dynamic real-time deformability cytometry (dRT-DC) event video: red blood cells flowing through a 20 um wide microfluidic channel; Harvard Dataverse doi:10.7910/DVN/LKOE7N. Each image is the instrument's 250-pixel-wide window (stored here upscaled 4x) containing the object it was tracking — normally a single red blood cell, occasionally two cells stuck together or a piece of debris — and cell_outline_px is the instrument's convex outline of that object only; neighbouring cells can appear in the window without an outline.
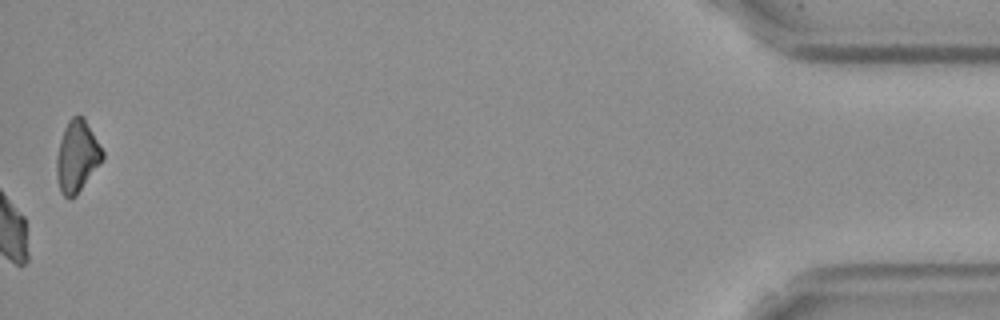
{"species": "Egyptian fruit bat (a non-hibernating species)", "species_latin": "Rousettus aegyptiacus", "temperature_condition": "cold", "stored_images_in_passage": 58, "camera_frame_rate_fps": 3000, "um_per_image_px": 0.085, "frame": {"image": 1, "passage_image": 58, "time_ms": 19.0, "image_size_px": [1000, 320], "cell_outline_px": [[104, 160], [76, 196], [64, 196], [60, 188], [56, 176], [56, 156], [60, 140], [64, 128], [68, 120], [72, 116], [84, 116], [104, 152]], "centroid_in_image_um": [6.56, 13.27], "position_along_channel_um": 428.6, "area_um2": 19.25}, "authors_computed_cell_mechanics": {"area_um2": 25.6343, "velocity_mm_per_s": 3.5592, "shape_relaxation_time_tau1_ms": null, "shape_relaxation_time_tau2_ms": 6.1969, "deformation_change_tau1": null, "deformation_change_tau2": 0.1542}}